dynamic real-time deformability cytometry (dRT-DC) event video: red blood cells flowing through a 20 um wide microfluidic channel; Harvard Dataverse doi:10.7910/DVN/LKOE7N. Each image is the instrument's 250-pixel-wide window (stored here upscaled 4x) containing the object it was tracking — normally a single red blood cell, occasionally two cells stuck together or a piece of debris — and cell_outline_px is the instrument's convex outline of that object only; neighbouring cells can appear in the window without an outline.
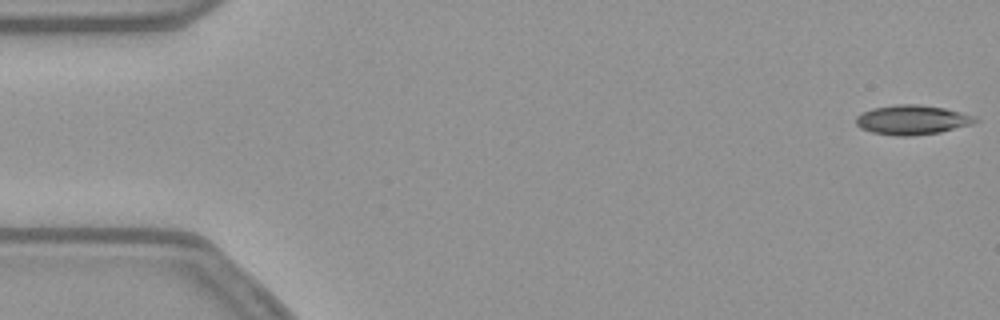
{"species": "common noctule bat (a hibernating species)", "species_latin": "Nyctalus noctula", "temperature_condition": "warm", "stored_images_in_passage": 12, "camera_frame_rate_fps": 3000, "um_per_image_px": 0.085, "animal": {"sex": "female", "body_mass_g": 21.9}, "frame": {"image": 1, "passage_image": 1, "time_ms": 0.0, "image_size_px": [1000, 320], "cell_outline_px": [[980, 120], [972, 124], [940, 132], [912, 136], [896, 136], [872, 132], [860, 128], [856, 124], [856, 116], [860, 112], [872, 108], [896, 104], [920, 104], [944, 108], [976, 116]], "centroid_in_image_um": [77.52, 10.18], "position_along_channel_um": 7.5, "area_um2": 20.69}}